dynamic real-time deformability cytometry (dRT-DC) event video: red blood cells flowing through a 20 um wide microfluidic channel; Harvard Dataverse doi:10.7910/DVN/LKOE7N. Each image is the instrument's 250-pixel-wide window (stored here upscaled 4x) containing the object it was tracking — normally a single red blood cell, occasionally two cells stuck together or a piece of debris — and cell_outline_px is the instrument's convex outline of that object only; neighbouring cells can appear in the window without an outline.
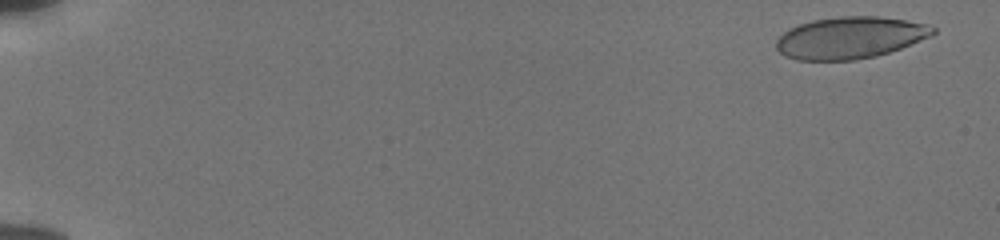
{"species": "human", "species_latin": "Homo sapiens", "temperature_condition": "cold", "stored_images_in_passage": 55, "camera_frame_rate_fps": 3000, "um_per_image_px": 0.085, "donor": {"sex": "male"}, "frame": {"image": 1, "passage_image": 3, "time_ms": 0.667, "image_size_px": [1000, 240], "cell_outline_px": [[936, 32], [932, 36], [900, 48], [876, 56], [856, 60], [796, 60], [784, 56], [776, 48], [776, 40], [788, 28], [812, 20], [840, 16], [876, 16], [904, 20], [928, 24], [936, 28]], "centroid_in_image_um": [72.24, 3.21], "position_along_channel_um": 12.8, "area_um2": 38.26}}
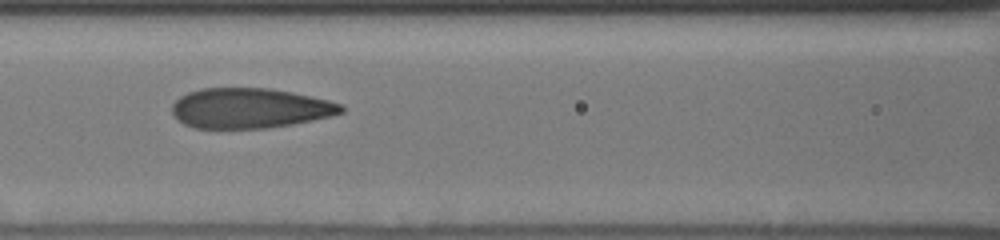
{"frame": {"image": 2, "passage_image": 27, "time_ms": 8.667, "image_size_px": [1000, 240], "cell_outline_px": [[344, 112], [332, 116], [292, 124], [268, 128], [196, 128], [184, 124], [172, 112], [172, 104], [180, 96], [188, 92], [200, 88], [268, 88], [292, 92], [328, 100], [344, 104]], "centroid_in_image_um": [21.26, 9.19], "position_along_channel_um": 145.3, "area_um2": 39.54}}
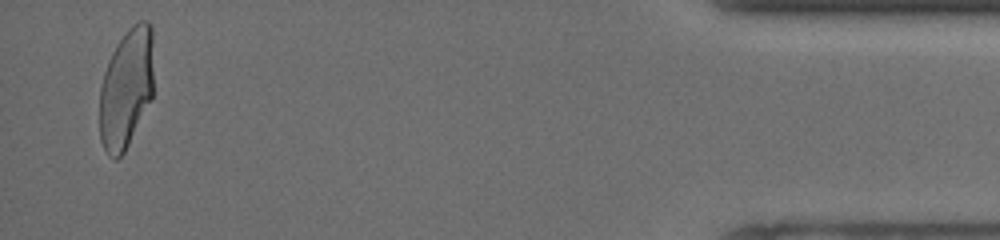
{"frame": {"image": 3, "passage_image": 54, "time_ms": 17.667, "image_size_px": [1000, 240], "cell_outline_px": [[152, 96], [124, 152], [116, 160], [112, 160], [108, 156], [100, 140], [100, 84], [108, 60], [116, 44], [128, 28], [132, 24], [140, 20], [148, 20], [152, 24]], "centroid_in_image_um": [10.71, 7.48], "position_along_channel_um": 424.5, "area_um2": 37.74}, "authors_computed_cell_mechanics": {"area_um2": 39.4774, "velocity_mm_per_s": 3.8515, "shape_relaxation_time_tau1_ms": 5.2049, "shape_relaxation_time_tau2_ms": 0.8668, "deformation_change_tau1": 0.1717, "deformation_change_tau2": 0.05}}